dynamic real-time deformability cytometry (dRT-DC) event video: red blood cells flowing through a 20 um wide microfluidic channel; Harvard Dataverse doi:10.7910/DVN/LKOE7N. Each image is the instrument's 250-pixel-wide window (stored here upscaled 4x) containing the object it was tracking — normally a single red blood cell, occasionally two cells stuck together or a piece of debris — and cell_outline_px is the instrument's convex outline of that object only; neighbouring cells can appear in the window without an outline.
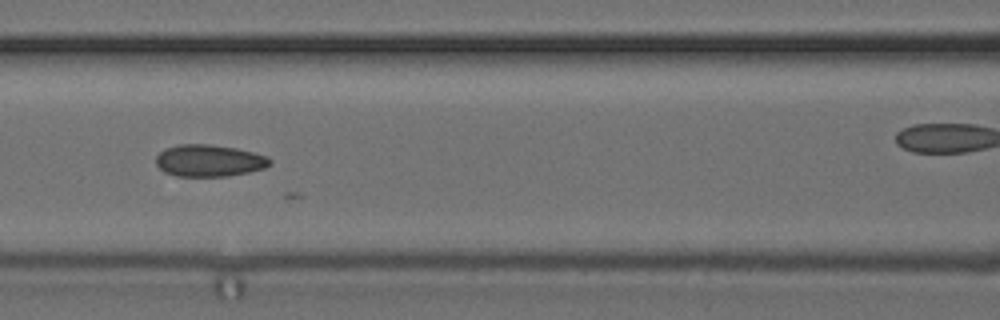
{"species": "common noctule bat (a hibernating species)", "species_latin": "Nyctalus noctula", "temperature_condition": "cold", "stored_images_in_passage": 14, "camera_frame_rate_fps": 3000, "um_per_image_px": 0.085, "animal": {"sex": "female", "body_mass_g": 24.6, "forearm_length_mm": 56.2}, "frame": {"image": 1, "passage_image": 5, "time_ms": 6.333, "image_size_px": [1000, 320], "cell_outline_px": [[272, 164], [264, 168], [248, 172], [228, 176], [176, 176], [164, 172], [156, 164], [156, 156], [164, 148], [180, 144], [208, 144], [236, 148], [268, 156], [272, 160]], "centroid_in_image_um": [17.78, 13.65], "position_along_channel_um": 148.8, "area_um2": 21.27}}